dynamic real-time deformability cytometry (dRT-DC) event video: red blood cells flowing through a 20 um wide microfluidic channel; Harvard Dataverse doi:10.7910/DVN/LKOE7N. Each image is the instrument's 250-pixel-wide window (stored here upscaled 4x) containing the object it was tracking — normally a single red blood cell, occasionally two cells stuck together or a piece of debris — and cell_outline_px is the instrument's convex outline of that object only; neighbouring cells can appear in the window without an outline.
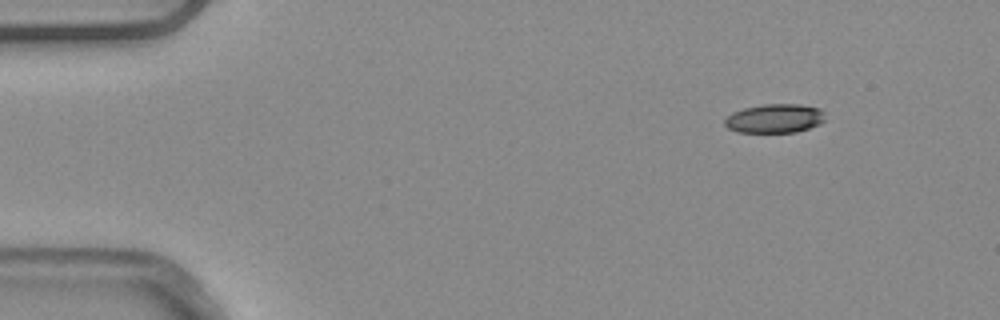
{"species": "common noctule bat (a hibernating species)", "species_latin": "Nyctalus noctula", "temperature_condition": "warm", "stored_images_in_passage": 6, "camera_frame_rate_fps": 3000, "um_per_image_px": 0.085, "animal": {"sex": "male", "body_mass_g": 20.4}, "frame": {"image": 1, "passage_image": 1, "time_ms": 0.0, "image_size_px": [1000, 320], "cell_outline_px": [[824, 120], [820, 124], [796, 132], [736, 132], [728, 128], [724, 124], [724, 120], [732, 112], [744, 108], [764, 104], [800, 104], [820, 108], [824, 112]], "centroid_in_image_um": [65.85, 10.06], "position_along_channel_um": 19.2, "area_um2": 16.99}}
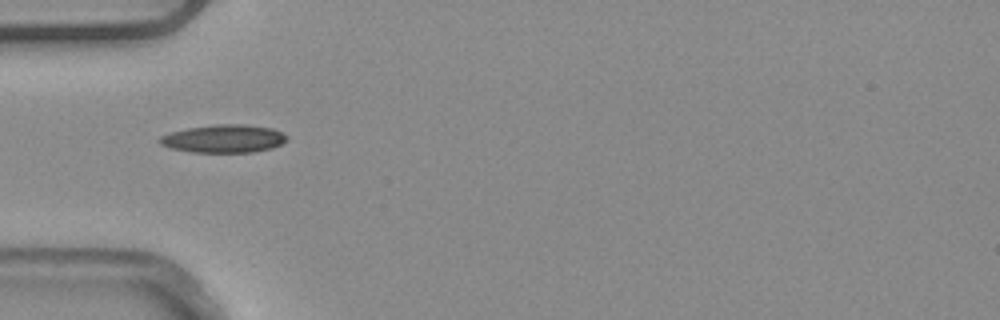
{"frame": {"image": 2, "passage_image": 4, "time_ms": 1.0, "image_size_px": [1000, 320], "cell_outline_px": [[288, 140], [272, 148], [252, 152], [192, 152], [172, 148], [160, 144], [156, 140], [160, 136], [172, 132], [188, 128], [216, 124], [244, 124], [272, 128], [288, 136]], "centroid_in_image_um": [19.02, 11.78], "position_along_channel_um": 66.0, "area_um2": 20.69}}
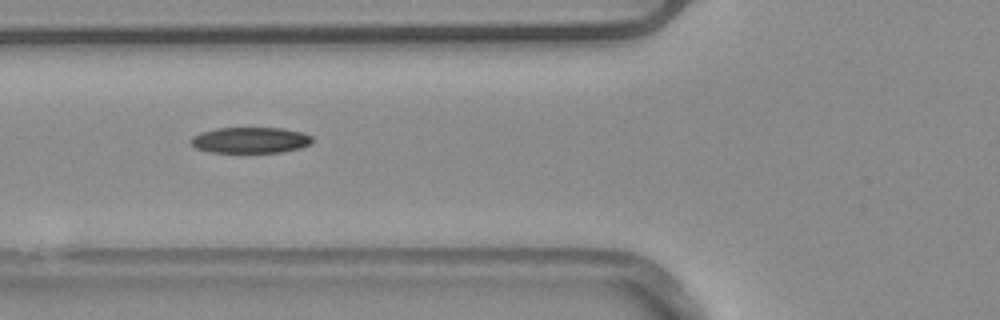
{"frame": {"image": 3, "passage_image": 5, "time_ms": 1.333, "image_size_px": [1000, 320], "cell_outline_px": [[312, 144], [300, 148], [280, 152], [212, 152], [196, 148], [192, 144], [192, 136], [200, 132], [216, 128], [284, 128], [304, 132], [312, 136]], "centroid_in_image_um": [21.32, 11.9], "position_along_channel_um": 104.5, "area_um2": 18.38}}